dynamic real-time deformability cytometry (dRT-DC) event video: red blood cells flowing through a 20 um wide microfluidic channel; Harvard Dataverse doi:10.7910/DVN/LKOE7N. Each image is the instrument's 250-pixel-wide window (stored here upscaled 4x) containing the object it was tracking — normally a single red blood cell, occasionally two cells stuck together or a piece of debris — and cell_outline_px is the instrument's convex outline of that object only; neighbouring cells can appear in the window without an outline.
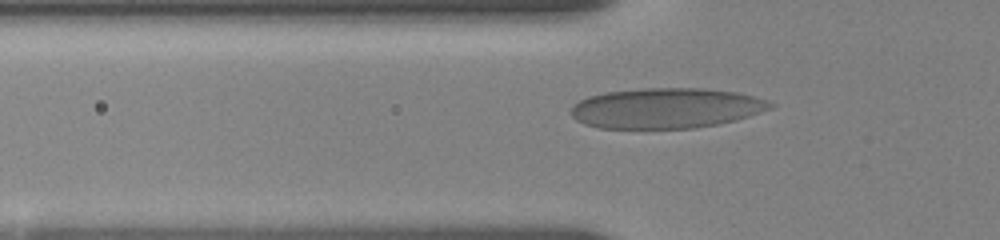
{"species": "human", "species_latin": "Homo sapiens", "temperature_condition": "room temperature", "stored_images_in_passage": 32, "camera_frame_rate_fps": 3000, "um_per_image_px": 0.085, "donor": {"sex": "female"}, "frame": {"image": 1, "passage_image": 9, "time_ms": 2.333, "image_size_px": [1000, 240], "cell_outline_px": [[776, 104], [772, 108], [736, 120], [720, 124], [696, 128], [600, 128], [584, 124], [576, 120], [572, 116], [572, 104], [588, 96], [604, 92], [644, 88], [704, 88], [736, 92], [768, 100]], "centroid_in_image_um": [56.63, 9.19], "position_along_channel_um": 69.2, "area_um2": 46.99}}
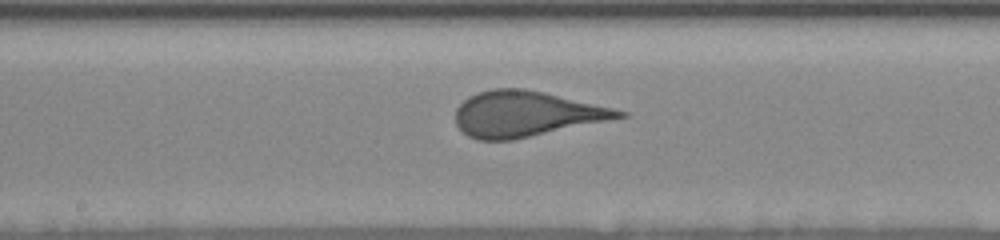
{"frame": {"image": 2, "passage_image": 22, "time_ms": 6.0, "image_size_px": [1000, 240], "cell_outline_px": [[628, 116], [512, 140], [476, 140], [468, 136], [456, 124], [456, 108], [468, 96], [492, 88], [524, 88], [544, 92], [612, 108], [628, 112]], "centroid_in_image_um": [44.67, 9.68], "position_along_channel_um": 203.5, "area_um2": 42.95}}
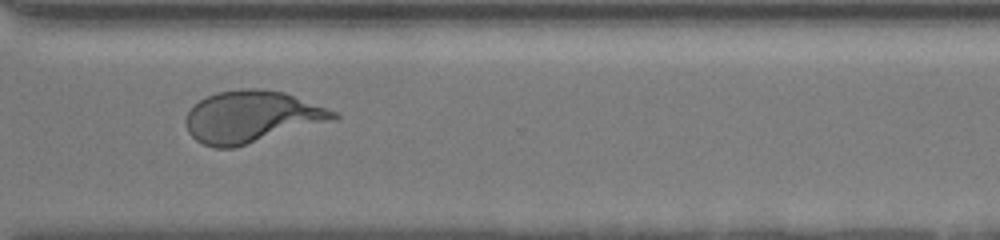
{"frame": {"image": 3, "passage_image": 31, "time_ms": 10.0, "image_size_px": [1000, 240], "cell_outline_px": [[340, 116], [336, 120], [232, 148], [216, 148], [204, 144], [196, 140], [188, 132], [184, 120], [188, 112], [200, 100], [216, 92], [240, 88], [260, 88], [284, 92], [336, 112]], "centroid_in_image_um": [21.38, 9.92], "position_along_channel_um": 349.2, "area_um2": 44.39}}